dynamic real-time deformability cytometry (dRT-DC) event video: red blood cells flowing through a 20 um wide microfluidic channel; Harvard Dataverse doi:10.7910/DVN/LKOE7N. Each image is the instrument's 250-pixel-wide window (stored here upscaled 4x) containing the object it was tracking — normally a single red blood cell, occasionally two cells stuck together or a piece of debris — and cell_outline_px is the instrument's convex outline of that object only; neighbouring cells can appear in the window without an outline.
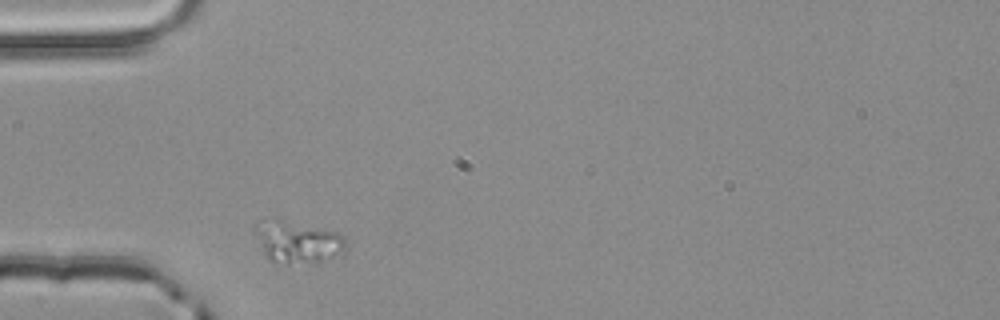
{"species": "common noctule bat (a hibernating species)", "species_latin": "Nyctalus noctula", "temperature_condition": "room temperature", "stored_images_in_passage": 3, "camera_frame_rate_fps": 3000, "um_per_image_px": 0.085, "animal": {"sex": "male", "body_mass_g": 20.4}, "frame": {"image": 1, "passage_image": 1, "time_ms": 0.0, "image_size_px": [1000, 320], "cell_outline_px": [[344, 248], [332, 256], [316, 264], [288, 264], [268, 260], [264, 256], [252, 228], [264, 216], [276, 216], [336, 232], [344, 236]], "centroid_in_image_um": [25.15, 20.51], "position_along_channel_um": 59.9, "area_um2": 23.0}}
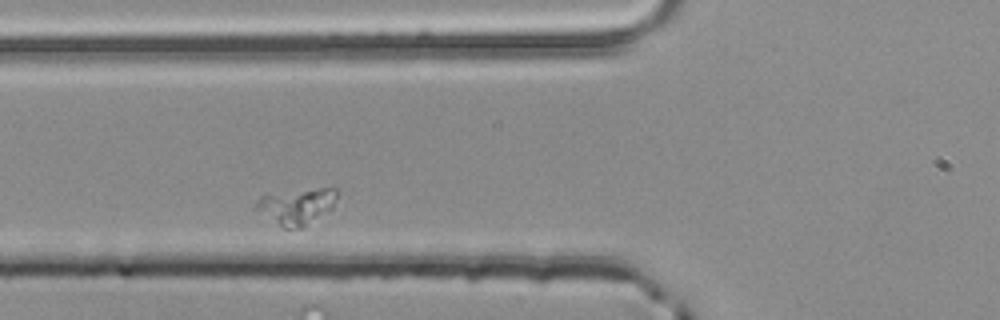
{"frame": {"image": 2, "passage_image": 2, "time_ms": 0.333, "image_size_px": [1000, 320], "cell_outline_px": [[340, 192], [332, 208], [304, 228], [284, 228], [256, 208], [256, 204], [260, 196], [268, 192], [320, 188], [336, 188]], "centroid_in_image_um": [25.27, 17.49], "position_along_channel_um": 100.5, "area_um2": 17.11}}
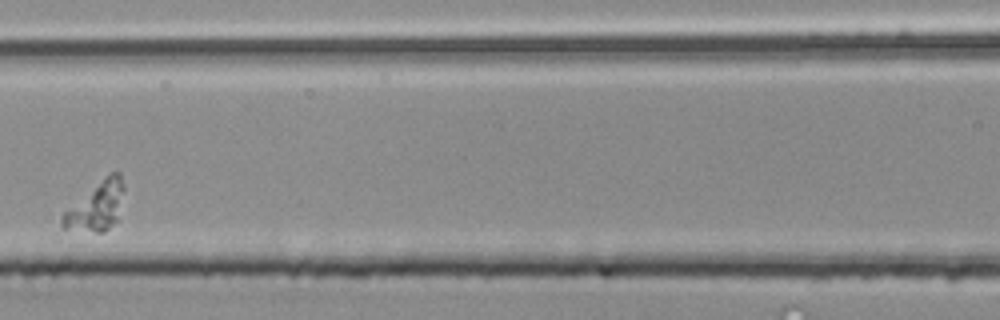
{"frame": {"image": 3, "passage_image": 3, "time_ms": 0.667, "image_size_px": [1000, 320], "cell_outline_px": [[124, 188], [116, 220], [104, 232], [96, 232], [64, 228], [60, 224], [60, 220], [64, 212], [112, 172], [120, 172]], "centroid_in_image_um": [8.18, 17.56], "position_along_channel_um": 158.4, "area_um2": 16.53}}